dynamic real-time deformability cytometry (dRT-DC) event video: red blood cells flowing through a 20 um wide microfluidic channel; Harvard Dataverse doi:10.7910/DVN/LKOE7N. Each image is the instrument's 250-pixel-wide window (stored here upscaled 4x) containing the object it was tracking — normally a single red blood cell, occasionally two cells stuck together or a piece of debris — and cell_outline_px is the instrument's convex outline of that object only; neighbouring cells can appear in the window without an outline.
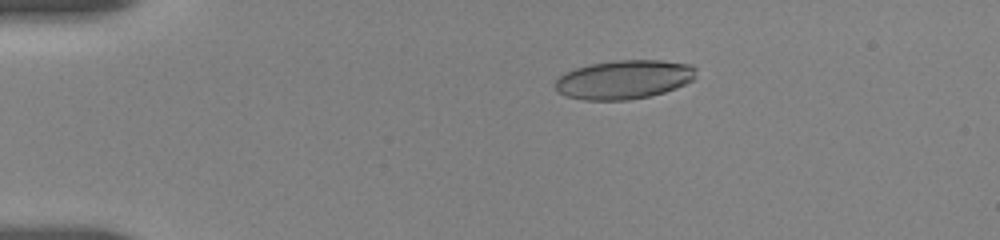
{"species": "human", "species_latin": "Homo sapiens", "temperature_condition": "room temperature", "stored_images_in_passage": 49, "camera_frame_rate_fps": 3000, "um_per_image_px": 0.085, "donor": {"sex": "female"}, "frame": {"image": 1, "passage_image": 4, "time_ms": 1.667, "image_size_px": [1000, 240], "cell_outline_px": [[696, 68], [692, 80], [676, 88], [664, 92], [648, 96], [628, 100], [584, 100], [564, 96], [556, 92], [556, 80], [564, 72], [588, 64], [616, 60], [660, 60], [692, 64]], "centroid_in_image_um": [53.0, 6.76], "position_along_channel_um": 32.0, "area_um2": 32.02}}
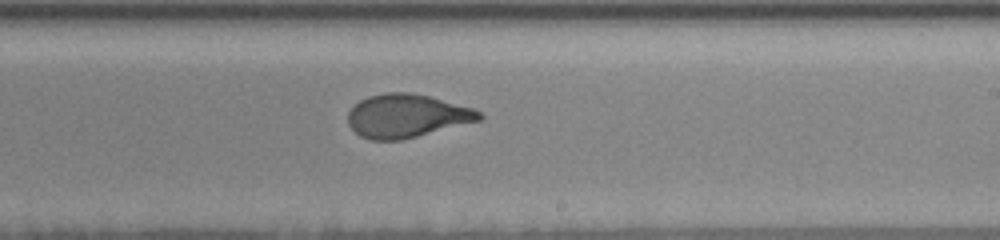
{"frame": {"image": 2, "passage_image": 26, "time_ms": 9.333, "image_size_px": [1000, 240], "cell_outline_px": [[484, 116], [480, 120], [400, 140], [368, 140], [360, 136], [348, 124], [348, 112], [360, 100], [368, 96], [388, 92], [412, 92], [428, 96], [472, 108], [480, 112]], "centroid_in_image_um": [34.54, 9.85], "position_along_channel_um": 254.5, "area_um2": 32.83}}
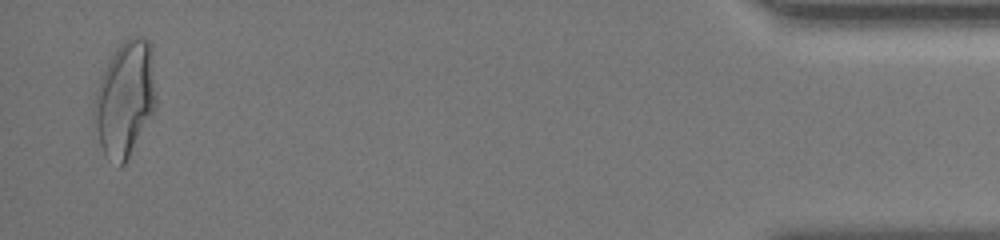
{"frame": {"image": 3, "passage_image": 49, "time_ms": 16.0, "image_size_px": [1000, 240], "cell_outline_px": [[156, 108], [124, 164], [120, 168], [108, 160], [104, 156], [92, 124], [92, 116], [96, 92], [100, 80], [112, 56], [120, 44], [132, 36], [140, 36], [148, 40], [152, 44], [156, 96]], "centroid_in_image_um": [10.62, 8.44], "position_along_channel_um": 424.6, "area_um2": 41.91}, "authors_computed_cell_mechanics": {"area_um2": 33.5818, "velocity_mm_per_s": 3.6659, "shape_relaxation_time_tau1_ms": 5.4605, "shape_relaxation_time_tau2_ms": 0.8459, "deformation_change_tau1": 0.2127, "deformation_change_tau2": 0.0666}}